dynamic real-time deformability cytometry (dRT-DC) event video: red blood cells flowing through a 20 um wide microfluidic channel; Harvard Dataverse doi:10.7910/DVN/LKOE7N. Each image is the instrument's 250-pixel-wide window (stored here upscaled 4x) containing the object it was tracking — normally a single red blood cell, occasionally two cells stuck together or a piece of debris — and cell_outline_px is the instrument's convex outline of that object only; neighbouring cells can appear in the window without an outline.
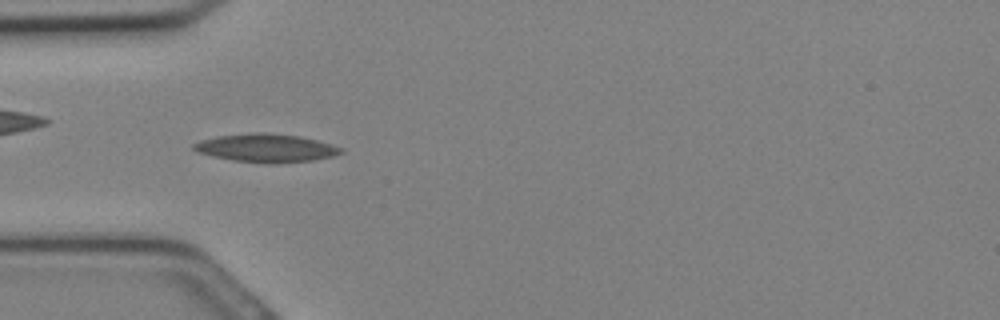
{"species": "Egyptian fruit bat (a non-hibernating species)", "species_latin": "Rousettus aegyptiacus", "temperature_condition": "cold", "stored_images_in_passage": 29, "camera_frame_rate_fps": 3000, "um_per_image_px": 0.085, "animal": {"sex": "female"}, "frame": {"image": 1, "passage_image": 8, "time_ms": 2.333, "image_size_px": [1000, 320], "cell_outline_px": [[344, 152], [332, 156], [312, 160], [272, 164], [268, 164], [236, 160], [212, 156], [200, 152], [192, 148], [192, 144], [200, 140], [216, 136], [256, 132], [264, 132], [300, 136], [332, 144], [344, 148]], "centroid_in_image_um": [22.64, 12.57], "position_along_channel_um": 62.4, "area_um2": 24.22}}
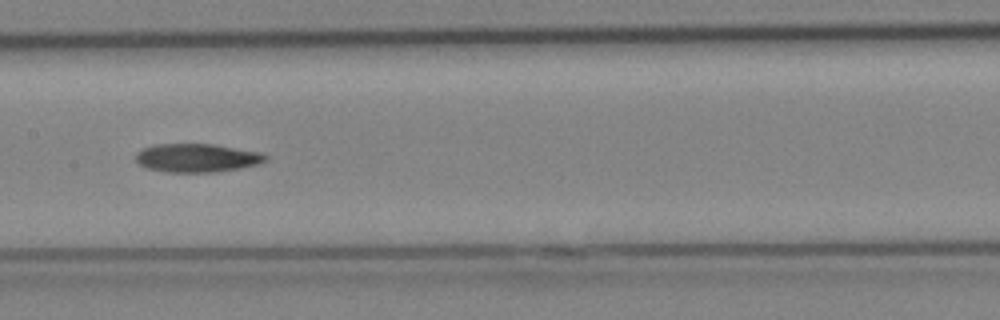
{"frame": {"image": 2, "passage_image": 14, "time_ms": 4.333, "image_size_px": [1000, 320], "cell_outline_px": [[268, 160], [260, 164], [240, 168], [216, 172], [168, 172], [148, 168], [140, 164], [136, 160], [136, 152], [144, 148], [156, 144], [212, 144], [260, 152], [268, 156]], "centroid_in_image_um": [16.78, 13.42], "position_along_channel_um": 190.6, "area_um2": 21.5}}
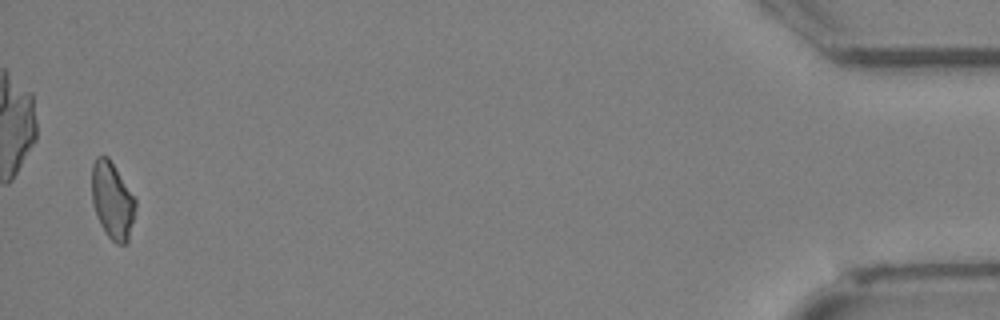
{"frame": {"image": 3, "passage_image": 29, "time_ms": 9.333, "image_size_px": [1000, 320], "cell_outline_px": [[136, 208], [128, 240], [124, 244], [116, 244], [108, 236], [100, 224], [92, 204], [92, 164], [96, 156], [108, 156], [136, 196]], "centroid_in_image_um": [9.56, 17.0], "position_along_channel_um": 425.6, "area_um2": 19.83}}